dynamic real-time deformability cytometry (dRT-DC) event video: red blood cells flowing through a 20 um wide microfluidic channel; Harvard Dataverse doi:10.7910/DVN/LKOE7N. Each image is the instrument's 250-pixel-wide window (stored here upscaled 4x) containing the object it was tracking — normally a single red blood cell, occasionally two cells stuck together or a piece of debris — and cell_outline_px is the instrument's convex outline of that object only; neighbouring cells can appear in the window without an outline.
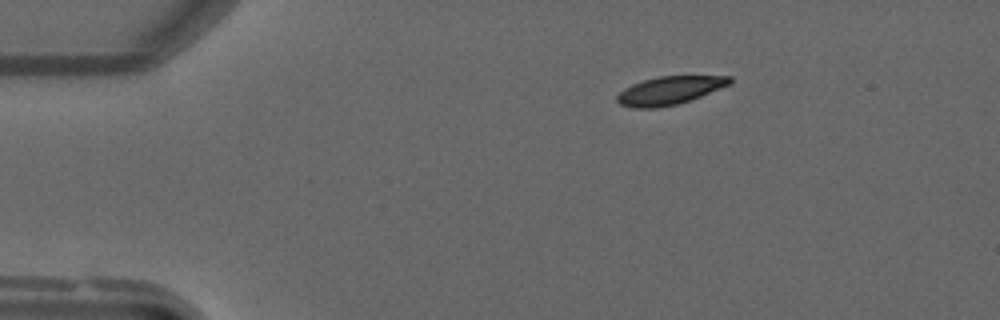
{"species": "common noctule bat (a hibernating species)", "species_latin": "Nyctalus noctula", "temperature_condition": "warm", "stored_images_in_passage": 7, "camera_frame_rate_fps": 3000, "um_per_image_px": 0.085, "animal": {"sex": "male", "forearm_length_mm": 52.5}, "frame": {"image": 1, "passage_image": 1, "time_ms": 0.0, "image_size_px": [1000, 320], "cell_outline_px": [[732, 84], [700, 96], [676, 104], [660, 108], [632, 108], [620, 104], [616, 100], [616, 96], [624, 88], [632, 84], [644, 80], [660, 76], [732, 76]], "centroid_in_image_um": [56.91, 7.69], "position_along_channel_um": 28.1, "area_um2": 18.44}}